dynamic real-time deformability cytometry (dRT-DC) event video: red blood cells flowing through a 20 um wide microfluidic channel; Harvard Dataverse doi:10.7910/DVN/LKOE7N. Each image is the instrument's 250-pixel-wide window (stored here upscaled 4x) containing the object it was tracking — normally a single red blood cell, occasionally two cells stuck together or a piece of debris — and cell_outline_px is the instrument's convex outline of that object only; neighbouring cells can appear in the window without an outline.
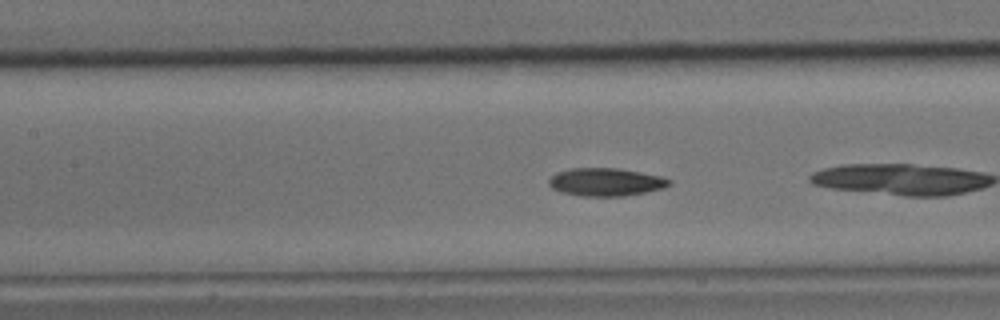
{"species": "common noctule bat (a hibernating species)", "species_latin": "Nyctalus noctula", "temperature_condition": "cold", "stored_images_in_passage": 28, "camera_frame_rate_fps": 3000, "um_per_image_px": 0.085, "animal": {"sex": "male", "body_mass_g": 15.6}, "frame": {"image": 1, "passage_image": 23, "time_ms": 7.333, "image_size_px": [1000, 320], "cell_outline_px": [[672, 184], [660, 188], [644, 192], [624, 196], [580, 196], [560, 192], [552, 188], [548, 184], [548, 180], [556, 172], [572, 168], [616, 168], [640, 172], [660, 176], [672, 180]], "centroid_in_image_um": [51.45, 15.47], "position_along_channel_um": 155.9, "area_um2": 19.54}}